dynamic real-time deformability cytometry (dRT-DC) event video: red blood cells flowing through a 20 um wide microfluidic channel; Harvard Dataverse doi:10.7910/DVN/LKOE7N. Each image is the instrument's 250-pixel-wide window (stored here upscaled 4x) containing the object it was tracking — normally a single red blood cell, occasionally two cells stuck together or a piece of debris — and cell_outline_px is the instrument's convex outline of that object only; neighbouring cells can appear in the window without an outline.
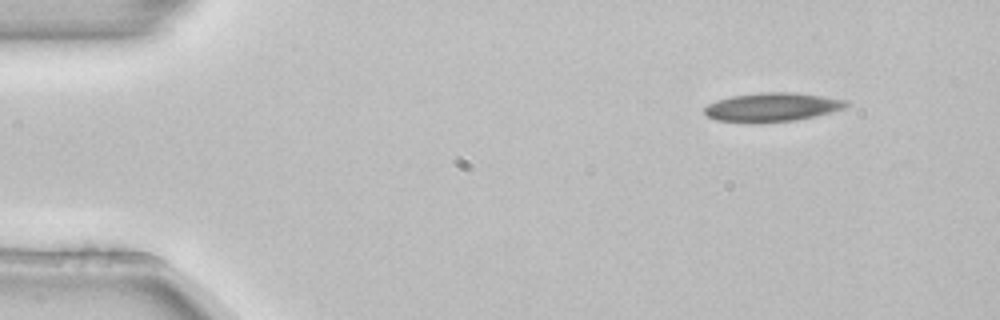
{"species": "common noctule bat (a hibernating species)", "species_latin": "Nyctalus noctula", "temperature_condition": "room temperature", "stored_images_in_passage": 4, "segment_of_instrument_passage": [2, 2], "camera_frame_rate_fps": 3000, "um_per_image_px": 0.085, "animal": {"sex": "female", "body_mass_g": 22.7, "forearm_length_mm": 54.2}, "frame": {"image": 1, "passage_image": 4, "time_ms": 1.0, "image_size_px": [1000, 320], "cell_outline_px": [[848, 104], [844, 108], [832, 112], [816, 116], [796, 120], [716, 120], [708, 116], [704, 112], [704, 108], [708, 104], [716, 100], [732, 96], [760, 92], [792, 92], [824, 96], [848, 100]], "centroid_in_image_um": [65.7, 9.06], "position_along_channel_um": 19.3, "area_um2": 23.0}}